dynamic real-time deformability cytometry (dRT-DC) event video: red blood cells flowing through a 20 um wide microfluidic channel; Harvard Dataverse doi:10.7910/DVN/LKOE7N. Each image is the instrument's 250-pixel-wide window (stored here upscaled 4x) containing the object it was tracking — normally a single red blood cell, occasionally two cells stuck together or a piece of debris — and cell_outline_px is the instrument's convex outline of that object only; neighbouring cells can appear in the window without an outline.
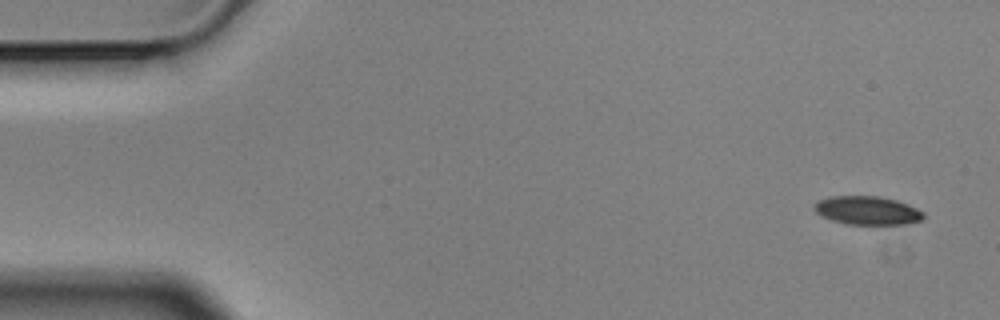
{"species": "Egyptian fruit bat (a non-hibernating species)", "species_latin": "Rousettus aegyptiacus", "temperature_condition": "cold", "stored_images_in_passage": 8, "camera_frame_rate_fps": 3000, "um_per_image_px": 0.085, "animal": {"sex": "male"}, "frame": {"image": 1, "passage_image": 1, "time_ms": 0.0, "image_size_px": [1000, 320], "cell_outline_px": [[924, 216], [920, 220], [908, 224], [844, 224], [820, 216], [812, 208], [812, 204], [816, 200], [828, 196], [880, 196], [896, 200], [908, 204], [924, 212]], "centroid_in_image_um": [73.66, 17.88], "position_along_channel_um": 11.3, "area_um2": 18.44}}
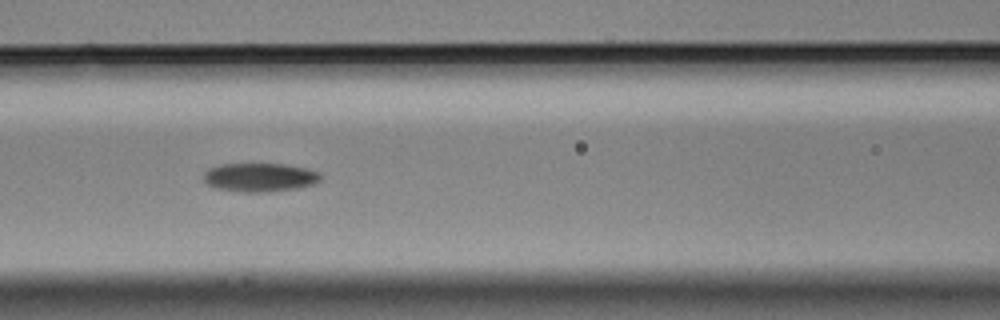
{"frame": {"image": 2, "passage_image": 7, "time_ms": 2.0, "image_size_px": [1000, 320], "cell_outline_px": [[320, 180], [312, 184], [300, 188], [272, 192], [244, 192], [216, 188], [208, 184], [204, 180], [204, 172], [208, 168], [220, 164], [284, 164], [304, 168], [320, 172]], "centroid_in_image_um": [22.08, 15.08], "position_along_channel_um": 144.5, "area_um2": 19.59}}
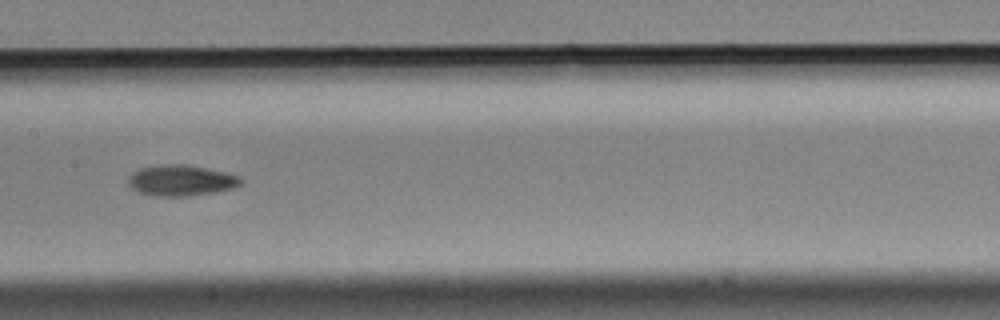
{"frame": {"image": 3, "passage_image": 8, "time_ms": 2.333, "image_size_px": [1000, 320], "cell_outline_px": [[244, 180], [236, 188], [216, 192], [188, 196], [152, 196], [140, 192], [132, 188], [128, 184], [128, 176], [132, 172], [140, 168], [160, 164], [180, 164], [204, 168], [224, 172], [240, 176]], "centroid_in_image_um": [15.39, 15.34], "position_along_channel_um": 192.0, "area_um2": 20.35}}